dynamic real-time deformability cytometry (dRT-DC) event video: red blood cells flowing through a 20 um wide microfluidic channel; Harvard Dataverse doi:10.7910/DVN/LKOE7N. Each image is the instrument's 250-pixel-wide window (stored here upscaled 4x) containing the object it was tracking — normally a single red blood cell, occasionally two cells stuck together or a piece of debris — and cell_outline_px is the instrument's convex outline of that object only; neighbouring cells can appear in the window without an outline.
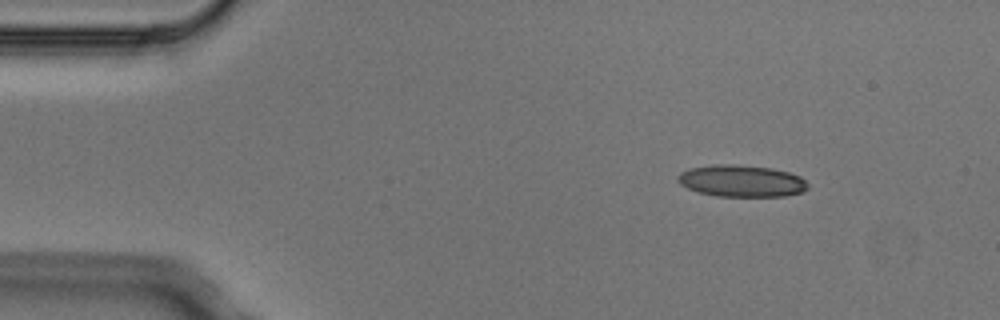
{"species": "Egyptian fruit bat (a non-hibernating species)", "species_latin": "Rousettus aegyptiacus", "temperature_condition": "cold", "stored_images_in_passage": 4, "camera_frame_rate_fps": 3000, "um_per_image_px": 0.085, "animal": {"sex": "male"}, "frame": {"image": 1, "passage_image": 1, "time_ms": 0.0, "image_size_px": [1000, 320], "cell_outline_px": [[808, 188], [804, 192], [784, 196], [716, 196], [700, 192], [688, 188], [680, 184], [676, 180], [676, 176], [680, 172], [688, 168], [712, 164], [736, 164], [772, 168], [788, 172], [800, 176], [808, 184]], "centroid_in_image_um": [63.01, 15.37], "position_along_channel_um": 22.0, "area_um2": 24.33}}